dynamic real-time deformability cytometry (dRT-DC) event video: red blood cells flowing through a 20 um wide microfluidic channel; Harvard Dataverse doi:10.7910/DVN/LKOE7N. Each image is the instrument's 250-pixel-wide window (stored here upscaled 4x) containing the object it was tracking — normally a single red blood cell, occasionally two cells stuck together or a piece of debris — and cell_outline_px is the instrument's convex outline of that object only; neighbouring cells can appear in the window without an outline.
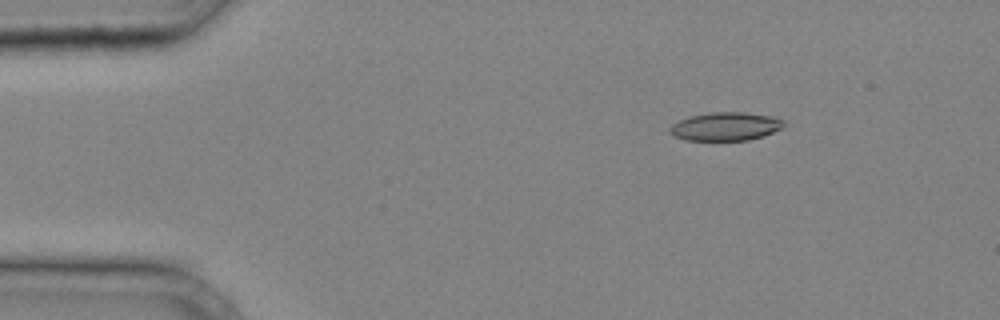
{"species": "common noctule bat (a hibernating species)", "species_latin": "Nyctalus noctula", "temperature_condition": "cold", "stored_images_in_passage": 31, "camera_frame_rate_fps": 3000, "um_per_image_px": 0.085, "animal": {"sex": "male", "body_mass_g": 20.4}, "frame": {"image": 1, "passage_image": 1, "time_ms": 0.0, "image_size_px": [1000, 320], "cell_outline_px": [[784, 124], [780, 128], [764, 136], [748, 140], [684, 140], [672, 136], [668, 132], [668, 128], [672, 124], [688, 116], [712, 112], [744, 112], [772, 116], [784, 120]], "centroid_in_image_um": [61.62, 10.75], "position_along_channel_um": 23.4, "area_um2": 18.96}}
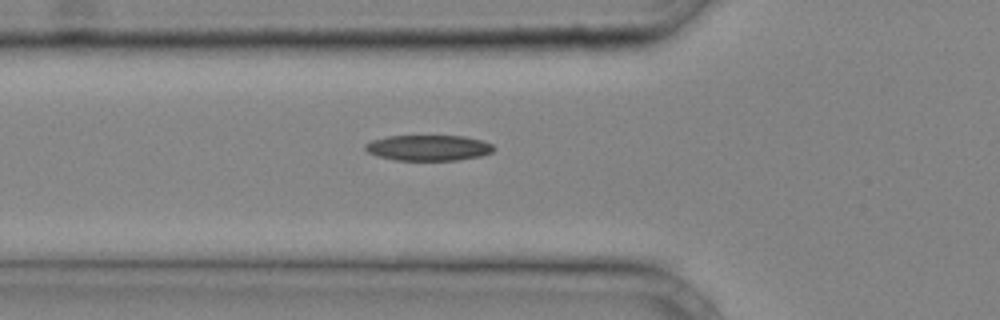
{"frame": {"image": 2, "passage_image": 9, "time_ms": 2.667, "image_size_px": [1000, 320], "cell_outline_px": [[496, 148], [492, 152], [480, 156], [456, 160], [396, 160], [380, 156], [368, 152], [364, 148], [364, 144], [372, 140], [388, 136], [464, 136], [480, 140], [492, 144]], "centroid_in_image_um": [36.42, 12.56], "position_along_channel_um": 89.4, "area_um2": 19.07}}
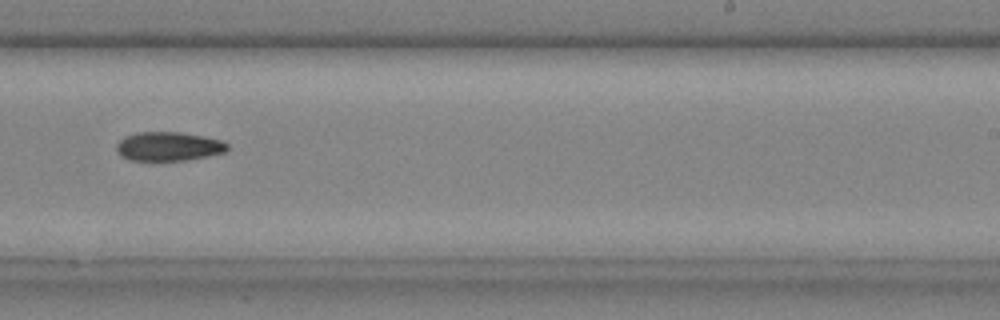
{"frame": {"image": 3, "passage_image": 20, "time_ms": 6.333, "image_size_px": [1000, 320], "cell_outline_px": [[228, 148], [224, 152], [208, 156], [188, 160], [152, 164], [132, 160], [120, 156], [116, 152], [116, 144], [124, 136], [136, 132], [180, 132], [204, 136], [220, 140], [228, 144]], "centroid_in_image_um": [14.25, 12.49], "position_along_channel_um": 274.7, "area_um2": 19.59}}